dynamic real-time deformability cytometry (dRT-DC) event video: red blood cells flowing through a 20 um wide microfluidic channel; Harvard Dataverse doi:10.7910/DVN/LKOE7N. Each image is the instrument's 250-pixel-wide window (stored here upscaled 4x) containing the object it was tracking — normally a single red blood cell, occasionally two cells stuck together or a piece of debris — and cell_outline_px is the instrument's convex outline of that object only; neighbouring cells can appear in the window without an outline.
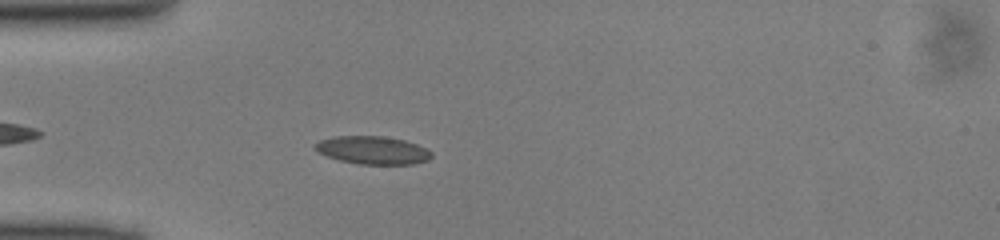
{"species": "common noctule bat (a hibernating species)", "species_latin": "Nyctalus noctula", "temperature_condition": "cold", "stored_images_in_passage": 26, "camera_frame_rate_fps": 3000, "um_per_image_px": 0.085, "animal": {"sex": "male", "body_mass_g": 13.0, "forearm_length_mm": 53.1}, "frame": {"image": 1, "passage_image": 5, "time_ms": 1.333, "image_size_px": [1000, 240], "cell_outline_px": [[432, 156], [428, 160], [412, 164], [356, 164], [340, 160], [328, 156], [312, 148], [312, 144], [320, 140], [336, 136], [384, 136], [404, 140], [416, 144], [432, 152]], "centroid_in_image_um": [31.65, 12.76], "position_along_channel_um": 53.3, "area_um2": 18.96}}
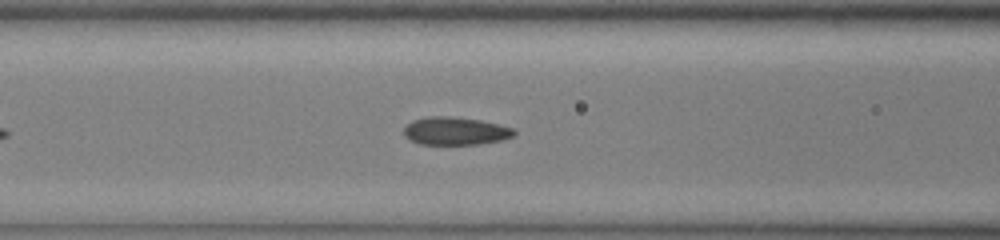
{"frame": {"image": 2, "passage_image": 11, "time_ms": 3.333, "image_size_px": [1000, 240], "cell_outline_px": [[516, 132], [512, 136], [500, 140], [480, 144], [420, 144], [408, 140], [404, 136], [404, 128], [412, 120], [428, 116], [448, 116], [480, 120], [500, 124], [512, 128]], "centroid_in_image_um": [38.67, 11.13], "position_along_channel_um": 127.9, "area_um2": 17.92}}
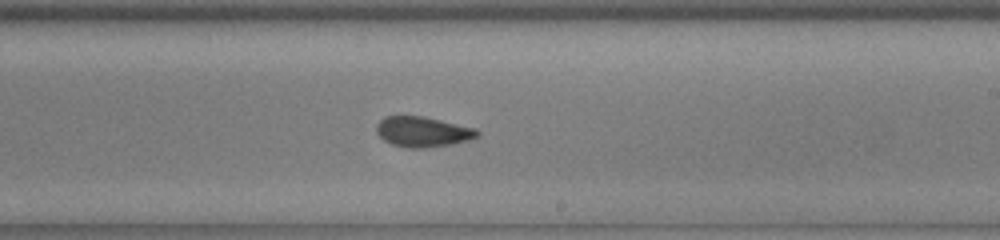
{"frame": {"image": 3, "passage_image": 20, "time_ms": 6.333, "image_size_px": [1000, 240], "cell_outline_px": [[480, 136], [468, 140], [452, 144], [424, 148], [408, 148], [392, 144], [384, 140], [376, 132], [376, 124], [384, 116], [424, 116], [476, 128], [480, 132]], "centroid_in_image_um": [35.94, 11.2], "position_along_channel_um": 253.1, "area_um2": 17.92}}